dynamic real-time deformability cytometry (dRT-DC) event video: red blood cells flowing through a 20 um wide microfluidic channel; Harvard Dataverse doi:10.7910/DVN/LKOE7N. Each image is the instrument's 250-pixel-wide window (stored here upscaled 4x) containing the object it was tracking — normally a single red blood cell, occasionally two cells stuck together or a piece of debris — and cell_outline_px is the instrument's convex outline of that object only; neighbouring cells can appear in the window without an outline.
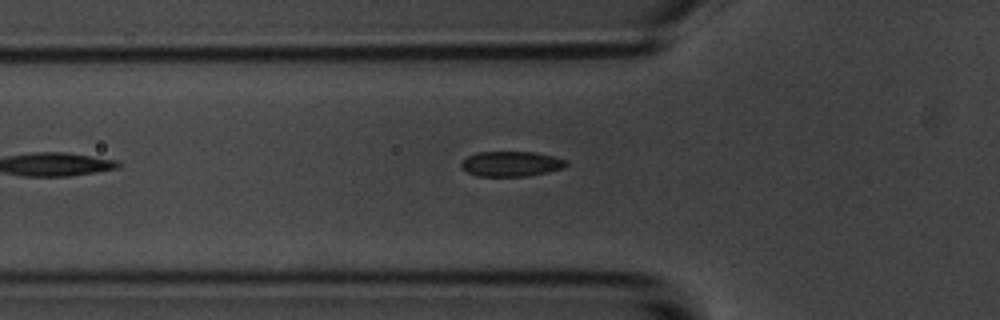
{"species": "common noctule bat (a hibernating species)", "species_latin": "Nyctalus noctula", "temperature_condition": "room temperature", "stored_images_in_passage": 19, "camera_frame_rate_fps": 3000, "um_per_image_px": 0.085, "animal": {"sex": "male", "body_mass_g": 20.1, "forearm_length_mm": 53.5}, "frame": {"image": 1, "passage_image": 4, "time_ms": 1.0, "image_size_px": [1000, 320], "cell_outline_px": [[568, 164], [564, 168], [548, 172], [528, 176], [476, 176], [468, 172], [460, 164], [468, 156], [476, 152], [536, 152], [568, 160]], "centroid_in_image_um": [43.49, 13.93], "position_along_channel_um": 82.3, "area_um2": 15.37}}
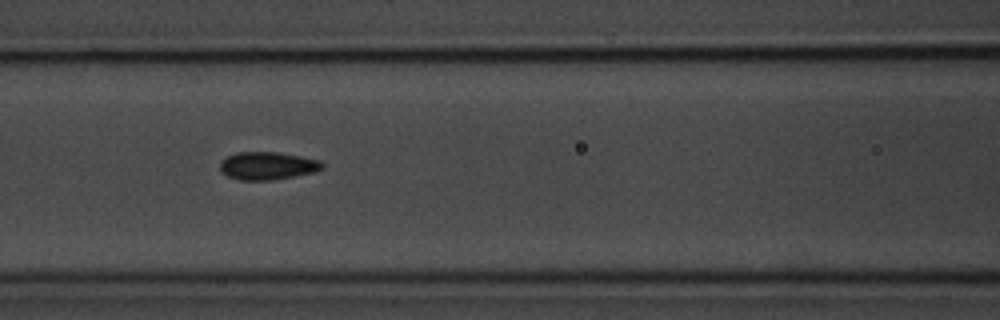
{"frame": {"image": 2, "passage_image": 9, "time_ms": 2.667, "image_size_px": [1000, 320], "cell_outline_px": [[324, 168], [312, 172], [272, 180], [240, 180], [228, 176], [220, 172], [220, 160], [236, 152], [280, 152], [320, 160], [324, 164]], "centroid_in_image_um": [22.71, 14.08], "position_along_channel_um": 143.9, "area_um2": 16.59}}